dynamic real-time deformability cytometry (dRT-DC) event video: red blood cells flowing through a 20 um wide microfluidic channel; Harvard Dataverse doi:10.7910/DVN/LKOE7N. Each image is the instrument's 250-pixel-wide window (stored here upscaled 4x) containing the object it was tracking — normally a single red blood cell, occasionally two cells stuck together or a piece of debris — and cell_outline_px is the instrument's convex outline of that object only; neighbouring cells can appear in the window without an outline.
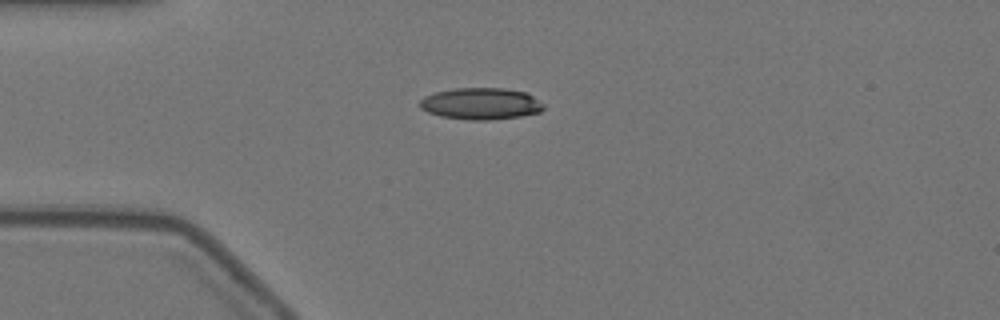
{"species": "Egyptian fruit bat (a non-hibernating species)", "species_latin": "Rousettus aegyptiacus", "temperature_condition": "warm", "stored_images_in_passage": 12, "camera_frame_rate_fps": 3000, "um_per_image_px": 0.085, "animal": {"sex": "female"}, "frame": {"image": 1, "passage_image": 1, "time_ms": 0.0, "image_size_px": [1000, 320], "cell_outline_px": [[544, 108], [540, 112], [520, 116], [488, 120], [468, 120], [440, 116], [428, 112], [420, 108], [420, 100], [424, 96], [436, 92], [452, 88], [504, 88], [528, 92], [544, 104]], "centroid_in_image_um": [40.88, 8.8], "position_along_channel_um": 44.1, "area_um2": 23.0}}